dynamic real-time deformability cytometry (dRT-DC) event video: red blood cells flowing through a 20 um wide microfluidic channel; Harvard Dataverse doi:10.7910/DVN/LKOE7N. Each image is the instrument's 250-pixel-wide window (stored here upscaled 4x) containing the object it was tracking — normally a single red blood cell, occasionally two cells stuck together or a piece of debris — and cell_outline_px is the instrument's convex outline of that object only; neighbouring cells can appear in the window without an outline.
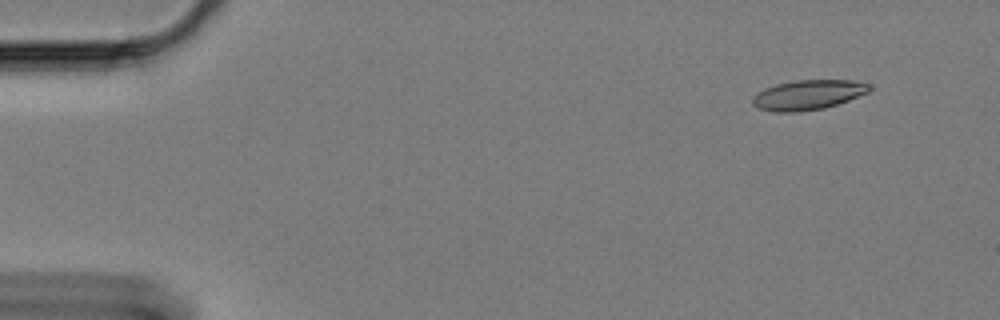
{"species": "Egyptian fruit bat (a non-hibernating species)", "species_latin": "Rousettus aegyptiacus", "temperature_condition": "cold", "stored_images_in_passage": 56, "camera_frame_rate_fps": 3000, "um_per_image_px": 0.085, "animal": {"sex": "female"}, "frame": {"image": 1, "passage_image": 1, "time_ms": 0.0, "image_size_px": [1000, 320], "cell_outline_px": [[872, 88], [868, 92], [848, 100], [824, 108], [800, 112], [776, 112], [760, 108], [752, 104], [752, 96], [756, 92], [764, 88], [776, 84], [796, 80], [852, 80], [868, 84]], "centroid_in_image_um": [68.64, 8.06], "position_along_channel_um": 16.4, "area_um2": 20.29}}
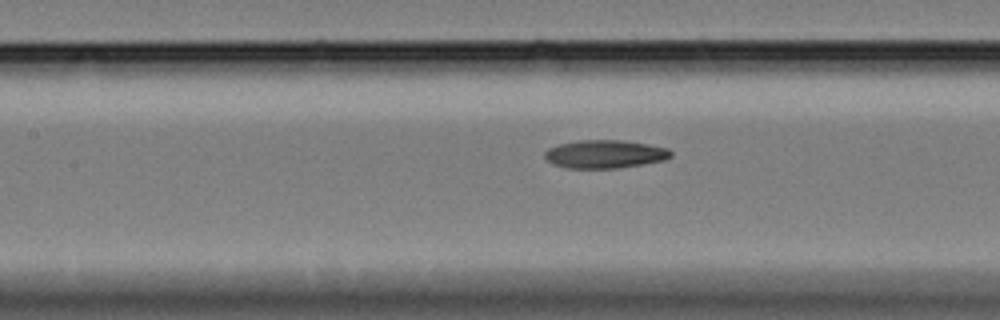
{"frame": {"image": 2, "passage_image": 23, "time_ms": 7.333, "image_size_px": [1000, 320], "cell_outline_px": [[672, 156], [664, 160], [644, 164], [620, 168], [568, 168], [552, 164], [544, 156], [544, 152], [548, 148], [560, 144], [580, 140], [620, 140], [648, 144], [668, 148], [672, 152]], "centroid_in_image_um": [51.43, 13.1], "position_along_channel_um": 156.0, "area_um2": 20.75}}
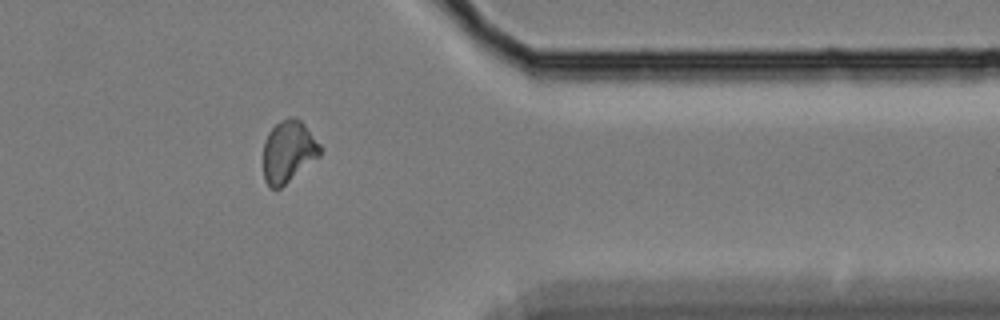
{"frame": {"image": 3, "passage_image": 45, "time_ms": 14.667, "image_size_px": [1000, 320], "cell_outline_px": [[324, 148], [320, 156], [280, 188], [268, 188], [264, 180], [264, 140], [268, 132], [280, 120], [288, 116], [292, 116], [300, 120], [304, 124]], "centroid_in_image_um": [24.52, 12.87], "position_along_channel_um": 386.9, "area_um2": 20.69}, "authors_computed_cell_mechanics": {"area_um2": 20.4612, "velocity_mm_per_s": 3.3334, "shape_relaxation_time_tau1_ms": null, "shape_relaxation_time_tau2_ms": 8.8235, "deformation_change_tau1": null, "deformation_change_tau2": 0.1519}}